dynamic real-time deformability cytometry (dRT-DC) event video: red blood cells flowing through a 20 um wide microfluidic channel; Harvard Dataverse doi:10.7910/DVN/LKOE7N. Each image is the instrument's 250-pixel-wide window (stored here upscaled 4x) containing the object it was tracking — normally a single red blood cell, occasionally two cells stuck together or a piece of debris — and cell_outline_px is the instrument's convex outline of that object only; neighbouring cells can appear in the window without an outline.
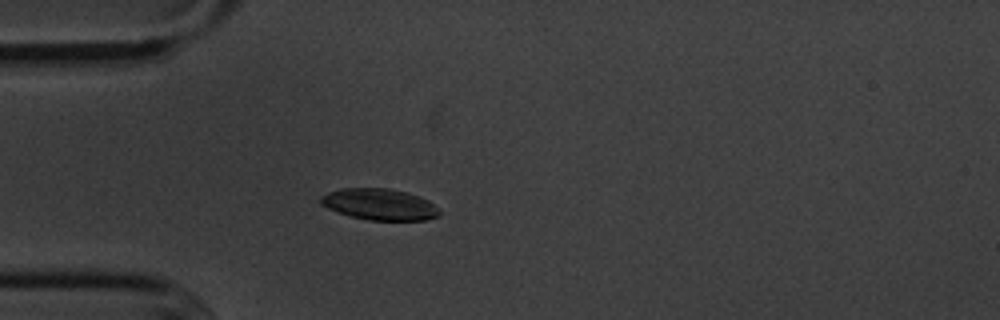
{"species": "common noctule bat (a hibernating species)", "species_latin": "Nyctalus noctula", "temperature_condition": "cold", "stored_images_in_passage": 41, "camera_frame_rate_fps": 3000, "um_per_image_px": 0.085, "animal": {"sex": "male", "body_mass_g": 20.1, "forearm_length_mm": 53.5}, "frame": {"image": 1, "passage_image": 1, "time_ms": 0.0, "image_size_px": [1000, 320], "cell_outline_px": [[440, 216], [424, 220], [368, 220], [336, 212], [320, 204], [320, 196], [328, 192], [340, 188], [388, 188], [408, 192], [428, 200], [440, 212]], "centroid_in_image_um": [32.23, 17.36], "position_along_channel_um": 52.8, "area_um2": 21.68}}
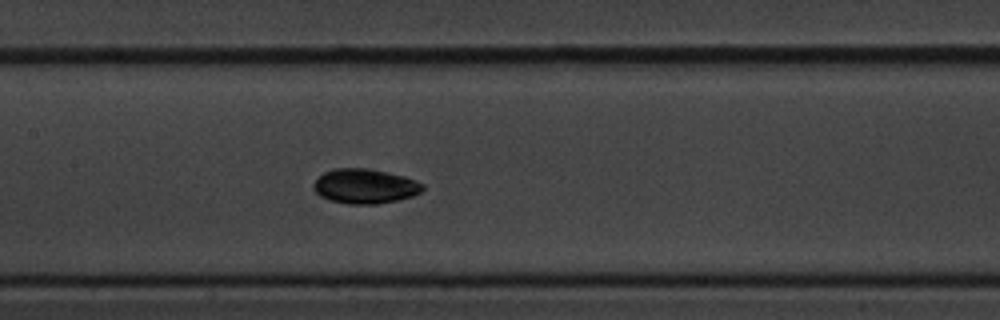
{"frame": {"image": 2, "passage_image": 12, "time_ms": 3.667, "image_size_px": [1000, 320], "cell_outline_px": [[424, 188], [420, 192], [412, 196], [396, 200], [376, 204], [348, 204], [332, 200], [320, 196], [312, 188], [312, 184], [324, 172], [336, 168], [364, 168], [388, 172], [404, 176], [416, 180], [424, 184]], "centroid_in_image_um": [31.02, 15.82], "position_along_channel_um": 176.4, "area_um2": 21.96}}
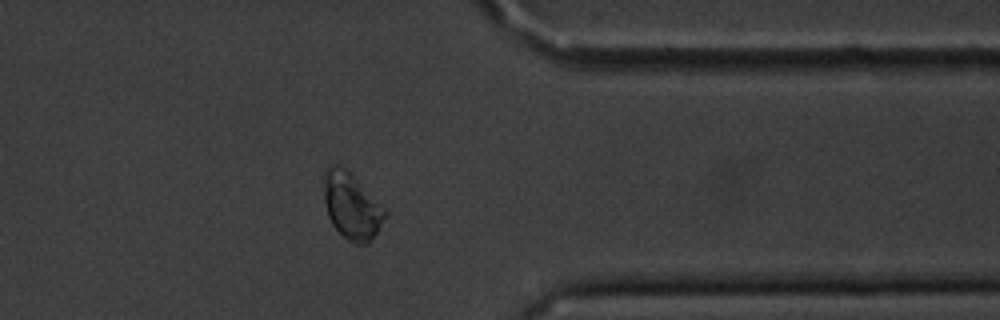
{"frame": {"image": 3, "passage_image": 30, "time_ms": 9.667, "image_size_px": [1000, 320], "cell_outline_px": [[388, 216], [368, 244], [352, 244], [332, 224], [328, 216], [324, 200], [320, 180], [328, 164], [340, 164], [388, 212]], "centroid_in_image_um": [29.83, 17.5], "position_along_channel_um": 381.6, "area_um2": 23.76}, "authors_computed_cell_mechanics": {"area_um2": 21.7328, "velocity_mm_per_s": 3.5821, "shape_relaxation_time_tau1_ms": 3.4908, "shape_relaxation_time_tau2_ms": 6.2575, "deformation_change_tau1": 0.1062, "deformation_change_tau2": 0.0828}}